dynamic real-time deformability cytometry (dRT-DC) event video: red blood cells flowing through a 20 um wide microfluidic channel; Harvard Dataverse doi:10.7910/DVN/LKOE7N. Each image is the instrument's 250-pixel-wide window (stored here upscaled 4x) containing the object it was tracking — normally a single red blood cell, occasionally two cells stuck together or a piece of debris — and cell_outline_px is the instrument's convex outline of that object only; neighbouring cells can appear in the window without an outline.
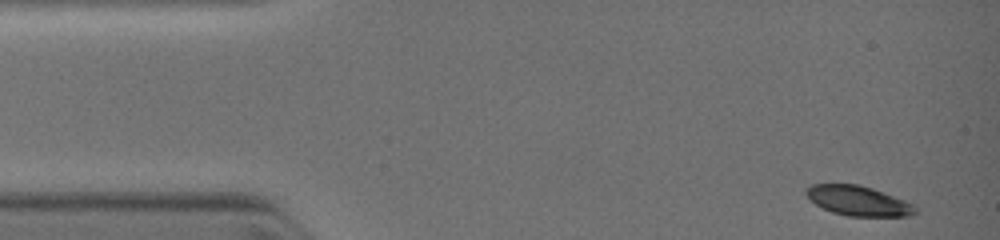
{"species": "common noctule bat (a hibernating species)", "species_latin": "Nyctalus noctula", "temperature_condition": "warm", "stored_images_in_passage": 3, "camera_frame_rate_fps": 3000, "um_per_image_px": 0.085, "animal": {"sex": "female", "body_mass_g": 19.0, "forearm_length_mm": 51.5}, "frame": {"image": 1, "passage_image": 1, "time_ms": 0.0, "image_size_px": [1000, 240], "cell_outline_px": [[916, 212], [908, 216], [848, 216], [832, 212], [816, 204], [804, 192], [804, 188], [812, 184], [860, 184], [872, 188], [904, 200], [912, 204], [916, 208]], "centroid_in_image_um": [72.92, 17.06], "position_along_channel_um": 12.1, "area_um2": 18.79}}
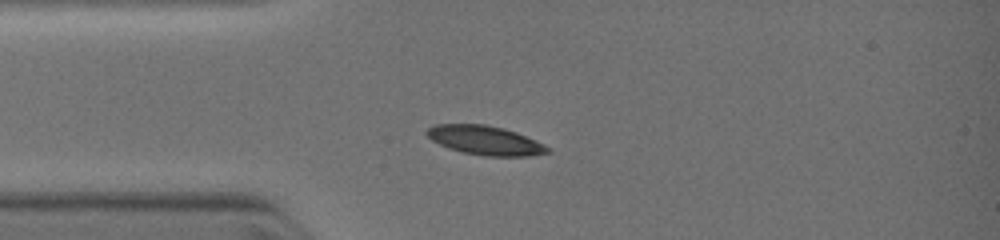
{"frame": {"image": 2, "passage_image": 3, "time_ms": 2.333, "image_size_px": [1000, 240], "cell_outline_px": [[552, 152], [532, 156], [484, 156], [464, 152], [448, 148], [432, 140], [424, 132], [428, 128], [436, 124], [484, 124], [504, 128], [516, 132], [536, 140], [552, 148]], "centroid_in_image_um": [41.29, 11.93], "position_along_channel_um": 43.7, "area_um2": 20.63}}